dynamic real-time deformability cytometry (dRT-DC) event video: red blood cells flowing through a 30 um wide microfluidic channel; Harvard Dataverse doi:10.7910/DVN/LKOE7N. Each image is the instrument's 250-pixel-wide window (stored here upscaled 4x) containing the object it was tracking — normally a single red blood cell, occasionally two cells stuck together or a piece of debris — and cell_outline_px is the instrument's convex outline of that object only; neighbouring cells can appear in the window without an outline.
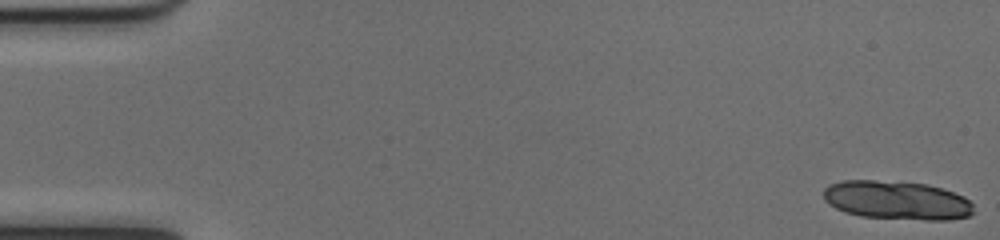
{"species": "common noctule bat (a hibernating species)", "species_latin": "Nyctalus noctula", "temperature_condition": "cold", "stored_images_in_passage": 52, "segment_of_instrument_passage": [1, 2], "camera_frame_rate_fps": 3000, "um_per_image_px": 0.085, "animal": {"sex": "female", "body_mass_g": 17.0, "forearm_length_mm": 48.0}, "frame": {"image": 1, "passage_image": 1, "time_ms": 0.0, "image_size_px": [1000, 240], "cell_outline_px": [[972, 212], [968, 216], [948, 220], [924, 220], [860, 216], [844, 212], [836, 208], [824, 200], [824, 188], [828, 184], [844, 180], [876, 180], [928, 184], [964, 196], [972, 204]], "centroid_in_image_um": [76.2, 17.02], "position_along_channel_um": 8.8, "area_um2": 33.81}}